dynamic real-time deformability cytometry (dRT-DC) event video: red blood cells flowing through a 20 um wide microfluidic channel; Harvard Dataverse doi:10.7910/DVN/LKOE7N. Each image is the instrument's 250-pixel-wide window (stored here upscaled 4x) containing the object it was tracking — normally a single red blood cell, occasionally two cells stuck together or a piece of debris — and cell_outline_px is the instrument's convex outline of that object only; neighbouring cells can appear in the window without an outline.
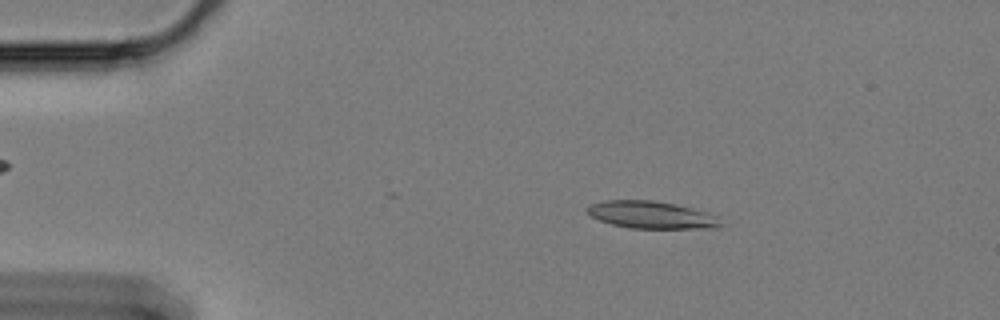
{"species": "Egyptian fruit bat (a non-hibernating species)", "species_latin": "Rousettus aegyptiacus", "temperature_condition": "cold", "stored_images_in_passage": 55, "camera_frame_rate_fps": 3000, "um_per_image_px": 0.085, "animal": {"sex": "female"}, "frame": {"image": 1, "passage_image": 5, "time_ms": 1.333, "image_size_px": [1000, 320], "cell_outline_px": [[720, 224], [716, 228], [632, 228], [612, 224], [600, 220], [592, 216], [584, 208], [588, 204], [604, 200], [652, 200], [676, 204], [692, 208], [716, 216]], "centroid_in_image_um": [55.3, 18.25], "position_along_channel_um": 29.7, "area_um2": 21.04}}
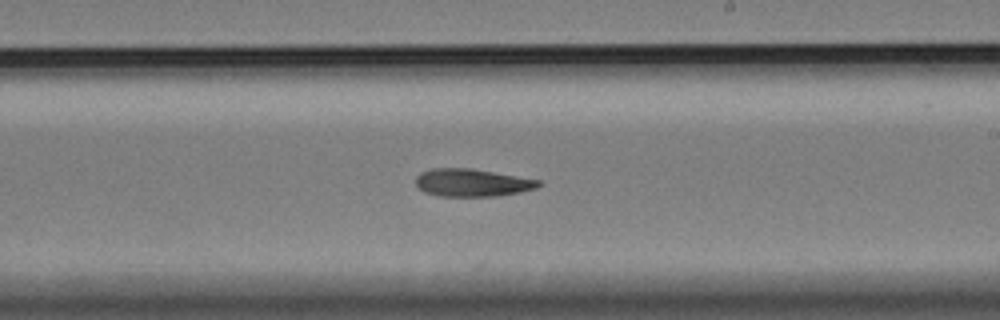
{"frame": {"image": 2, "passage_image": 30, "time_ms": 9.667, "image_size_px": [1000, 320], "cell_outline_px": [[544, 184], [536, 188], [520, 192], [496, 196], [440, 196], [424, 192], [416, 184], [416, 176], [420, 172], [432, 168], [472, 168], [540, 180]], "centroid_in_image_um": [40.14, 15.52], "position_along_channel_um": 248.9, "area_um2": 19.88}}
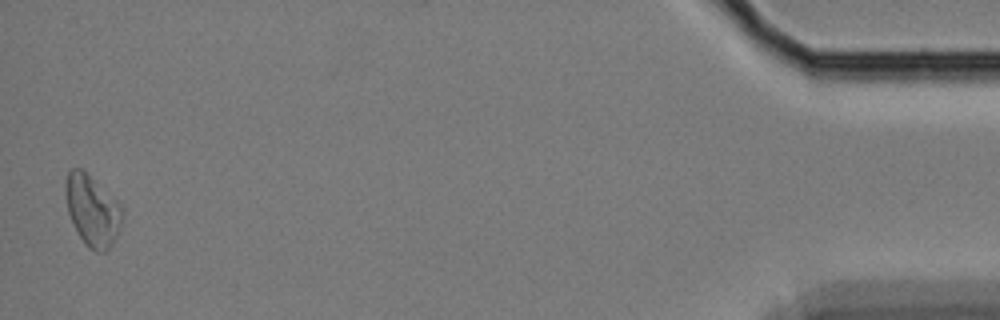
{"frame": {"image": 3, "passage_image": 54, "time_ms": 17.667, "image_size_px": [1000, 320], "cell_outline_px": [[124, 216], [116, 236], [108, 248], [104, 252], [96, 252], [88, 248], [84, 244], [68, 212], [64, 188], [68, 172], [72, 168], [80, 168], [116, 200], [120, 204], [124, 212]], "centroid_in_image_um": [7.85, 17.91], "position_along_channel_um": 427.4, "area_um2": 23.0}}